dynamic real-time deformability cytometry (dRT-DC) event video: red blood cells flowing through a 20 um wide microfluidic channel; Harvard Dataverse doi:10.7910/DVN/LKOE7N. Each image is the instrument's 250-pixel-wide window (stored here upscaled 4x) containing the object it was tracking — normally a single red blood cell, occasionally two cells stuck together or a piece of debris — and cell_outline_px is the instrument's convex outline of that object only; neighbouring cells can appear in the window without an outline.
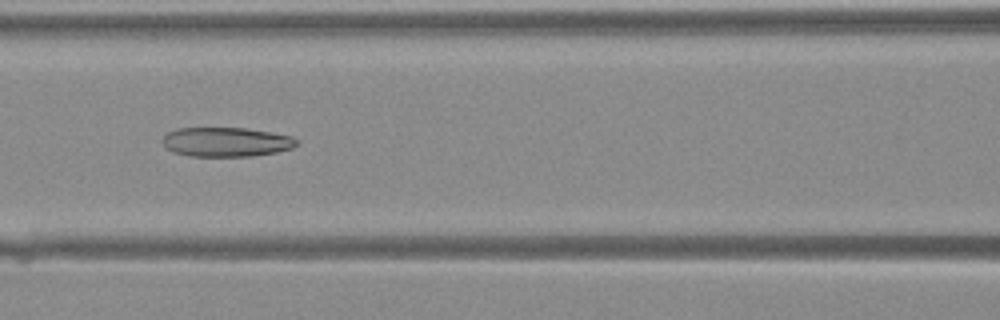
{"species": "Egyptian fruit bat (a non-hibernating species)", "species_latin": "Rousettus aegyptiacus", "temperature_condition": "warm", "stored_images_in_passage": 29, "camera_frame_rate_fps": 3000, "um_per_image_px": 0.085, "animal": {"sex": "female"}, "frame": {"image": 1, "passage_image": 8, "time_ms": 2.333, "image_size_px": [1000, 320], "cell_outline_px": [[300, 140], [292, 148], [276, 152], [252, 156], [192, 156], [172, 152], [160, 140], [168, 132], [176, 128], [244, 128], [292, 136]], "centroid_in_image_um": [19.21, 12.06], "position_along_channel_um": 147.4, "area_um2": 22.89}}
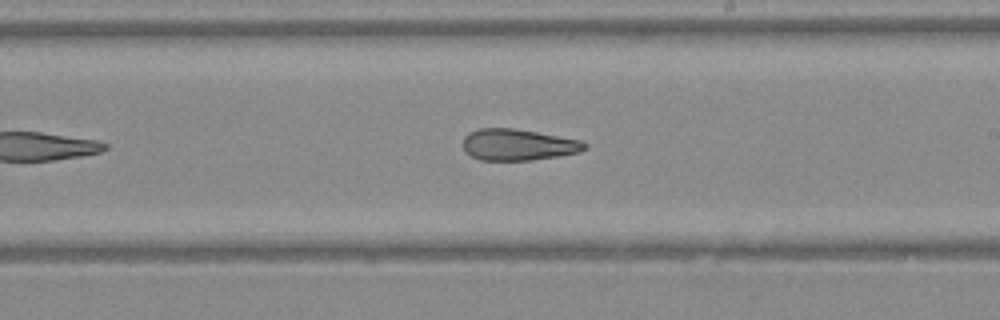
{"frame": {"image": 2, "passage_image": 14, "time_ms": 4.333, "image_size_px": [1000, 320], "cell_outline_px": [[588, 148], [580, 152], [532, 160], [480, 160], [464, 152], [464, 136], [468, 132], [480, 128], [512, 128], [536, 132], [580, 140], [588, 144]], "centroid_in_image_um": [44.02, 12.3], "position_along_channel_um": 245.0, "area_um2": 22.2}}
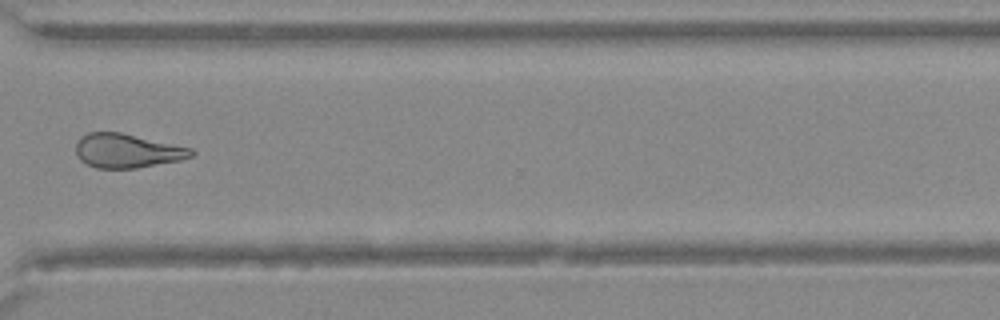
{"frame": {"image": 3, "passage_image": 21, "time_ms": 6.667, "image_size_px": [1000, 320], "cell_outline_px": [[196, 152], [192, 156], [180, 160], [136, 168], [96, 168], [80, 160], [76, 156], [76, 140], [80, 136], [88, 132], [120, 132], [192, 148]], "centroid_in_image_um": [10.78, 12.81], "position_along_channel_um": 359.8, "area_um2": 22.95}}